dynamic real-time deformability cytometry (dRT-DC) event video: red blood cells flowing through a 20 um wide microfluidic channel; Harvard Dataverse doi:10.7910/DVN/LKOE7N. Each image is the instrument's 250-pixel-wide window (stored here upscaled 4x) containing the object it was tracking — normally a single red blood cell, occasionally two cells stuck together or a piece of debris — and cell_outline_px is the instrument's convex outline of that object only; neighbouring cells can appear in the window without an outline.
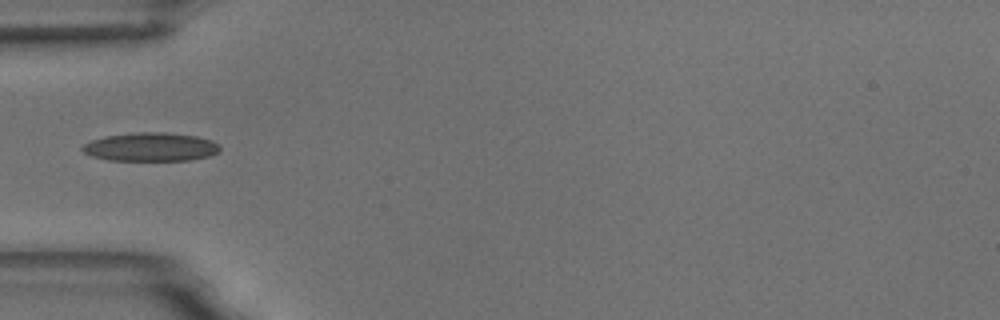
{"species": "common noctule bat (a hibernating species)", "species_latin": "Nyctalus noctula", "temperature_condition": "room temperature", "stored_images_in_passage": 6, "camera_frame_rate_fps": 3000, "um_per_image_px": 0.085, "animal": {"sex": "male", "body_mass_g": 18.8}, "frame": {"image": 1, "passage_image": 6, "time_ms": 5.667, "image_size_px": [1000, 320], "cell_outline_px": [[220, 148], [216, 152], [208, 156], [188, 160], [108, 160], [92, 156], [84, 152], [80, 148], [84, 144], [92, 140], [104, 136], [136, 132], [164, 132], [196, 136], [212, 140], [220, 144]], "centroid_in_image_um": [12.79, 12.48], "position_along_channel_um": 72.2, "area_um2": 22.83}}